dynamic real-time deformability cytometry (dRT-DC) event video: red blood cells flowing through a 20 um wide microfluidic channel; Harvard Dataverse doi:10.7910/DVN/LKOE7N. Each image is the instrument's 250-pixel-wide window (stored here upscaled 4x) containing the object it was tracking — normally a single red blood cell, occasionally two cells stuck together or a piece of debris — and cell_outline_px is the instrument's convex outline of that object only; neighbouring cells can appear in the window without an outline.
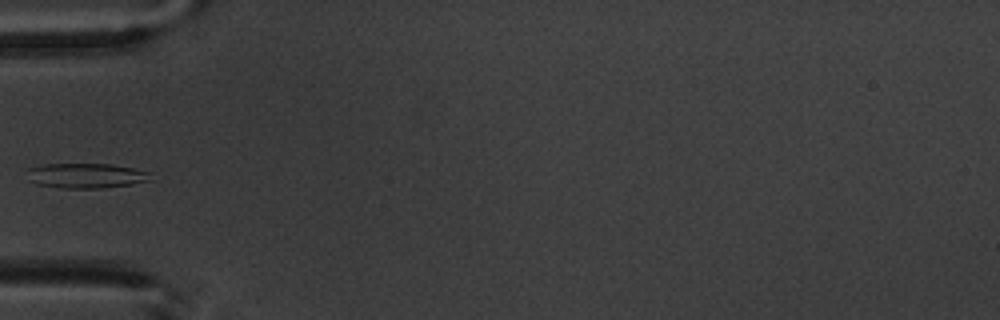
{"species": "common noctule bat (a hibernating species)", "species_latin": "Nyctalus noctula", "temperature_condition": "warm", "stored_images_in_passage": 6, "camera_frame_rate_fps": 3000, "um_per_image_px": 0.085, "animal": {"sex": "male", "body_mass_g": 20.1, "forearm_length_mm": 53.5}, "frame": {"image": 1, "passage_image": 5, "time_ms": 5.667, "image_size_px": [1000, 320], "cell_outline_px": [[152, 180], [132, 184], [100, 188], [60, 188], [36, 184], [28, 180], [28, 168], [44, 164], [112, 164], [136, 168], [152, 172]], "centroid_in_image_um": [7.36, 14.93], "position_along_channel_um": 77.6, "area_um2": 18.21}}
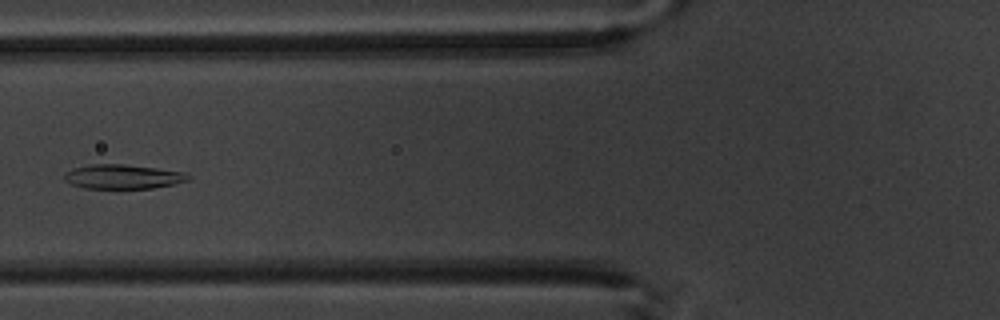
{"frame": {"image": 2, "passage_image": 6, "time_ms": 6.667, "image_size_px": [1000, 320], "cell_outline_px": [[188, 180], [172, 184], [152, 188], [84, 188], [72, 184], [64, 180], [64, 172], [76, 168], [92, 164], [124, 164], [156, 168], [184, 172], [188, 176]], "centroid_in_image_um": [10.4, 15.01], "position_along_channel_um": 115.4, "area_um2": 17.28}}